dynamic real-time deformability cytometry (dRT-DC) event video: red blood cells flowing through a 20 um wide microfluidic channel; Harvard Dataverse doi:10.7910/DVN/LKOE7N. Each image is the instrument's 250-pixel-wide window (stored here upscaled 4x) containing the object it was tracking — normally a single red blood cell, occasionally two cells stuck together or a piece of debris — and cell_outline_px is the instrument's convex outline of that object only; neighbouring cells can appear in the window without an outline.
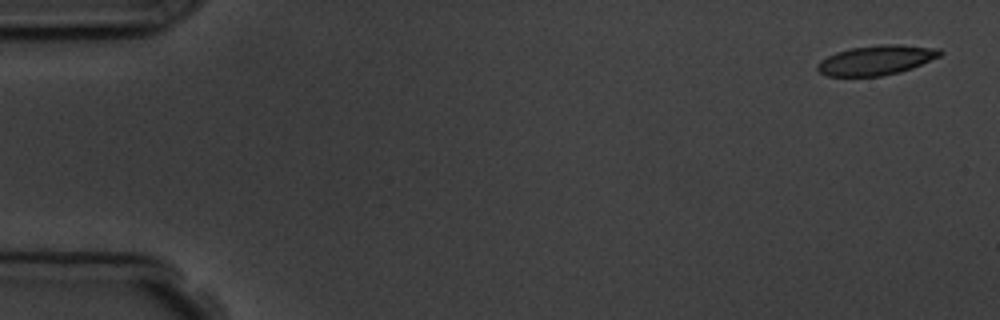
{"species": "common noctule bat (a hibernating species)", "species_latin": "Nyctalus noctula", "temperature_condition": "room temperature", "stored_images_in_passage": 4, "camera_frame_rate_fps": 3000, "um_per_image_px": 0.085, "animal": {"sex": "male", "body_mass_g": 19.5, "forearm_length_mm": 54.6}, "frame": {"image": 1, "passage_image": 1, "time_ms": 0.0, "image_size_px": [1000, 320], "cell_outline_px": [[944, 52], [940, 56], [912, 68], [900, 72], [880, 76], [828, 76], [820, 72], [816, 68], [816, 64], [820, 60], [836, 52], [852, 48], [880, 44], [900, 44], [940, 48]], "centroid_in_image_um": [74.5, 5.1], "position_along_channel_um": 10.5, "area_um2": 21.27}}